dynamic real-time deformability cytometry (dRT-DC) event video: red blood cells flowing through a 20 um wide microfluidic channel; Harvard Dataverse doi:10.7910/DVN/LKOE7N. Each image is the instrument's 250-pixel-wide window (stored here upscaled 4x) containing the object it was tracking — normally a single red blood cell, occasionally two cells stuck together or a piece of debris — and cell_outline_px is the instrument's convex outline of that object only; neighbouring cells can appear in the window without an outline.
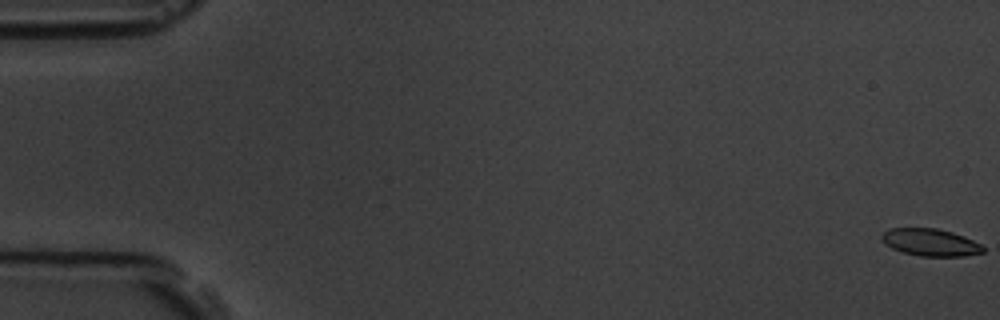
{"species": "common noctule bat (a hibernating species)", "species_latin": "Nyctalus noctula", "temperature_condition": "room temperature", "stored_images_in_passage": 6, "segment_of_instrument_passage": [1, 2], "camera_frame_rate_fps": 3000, "um_per_image_px": 0.085, "animal": {"sex": "male", "body_mass_g": 19.5, "forearm_length_mm": 54.6}, "frame": {"image": 1, "passage_image": 1, "time_ms": 0.0, "image_size_px": [1000, 320], "cell_outline_px": [[984, 252], [964, 256], [920, 256], [904, 252], [892, 248], [884, 244], [880, 240], [880, 236], [888, 228], [936, 228], [952, 232], [964, 236], [980, 244], [984, 248]], "centroid_in_image_um": [79.05, 20.59], "position_along_channel_um": 6.0, "area_um2": 16.13}}
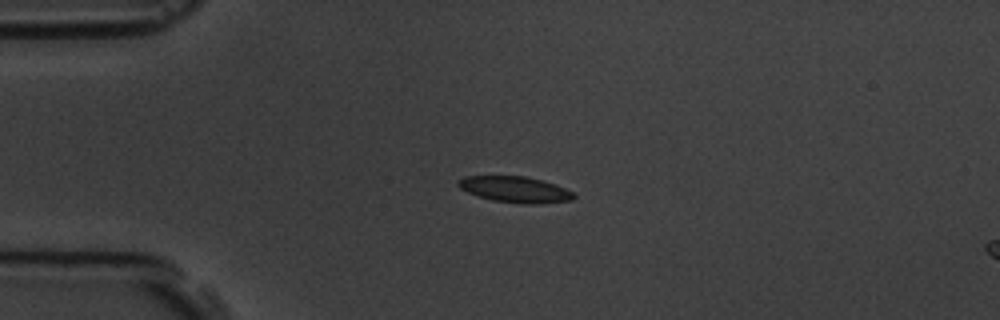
{"frame": {"image": 2, "passage_image": 5, "time_ms": 4.667, "image_size_px": [1000, 320], "cell_outline_px": [[576, 196], [572, 200], [536, 204], [524, 204], [492, 200], [468, 192], [460, 188], [456, 184], [456, 180], [464, 176], [524, 176], [556, 184], [572, 192]], "centroid_in_image_um": [43.76, 16.1], "position_along_channel_um": 41.2, "area_um2": 17.46}}